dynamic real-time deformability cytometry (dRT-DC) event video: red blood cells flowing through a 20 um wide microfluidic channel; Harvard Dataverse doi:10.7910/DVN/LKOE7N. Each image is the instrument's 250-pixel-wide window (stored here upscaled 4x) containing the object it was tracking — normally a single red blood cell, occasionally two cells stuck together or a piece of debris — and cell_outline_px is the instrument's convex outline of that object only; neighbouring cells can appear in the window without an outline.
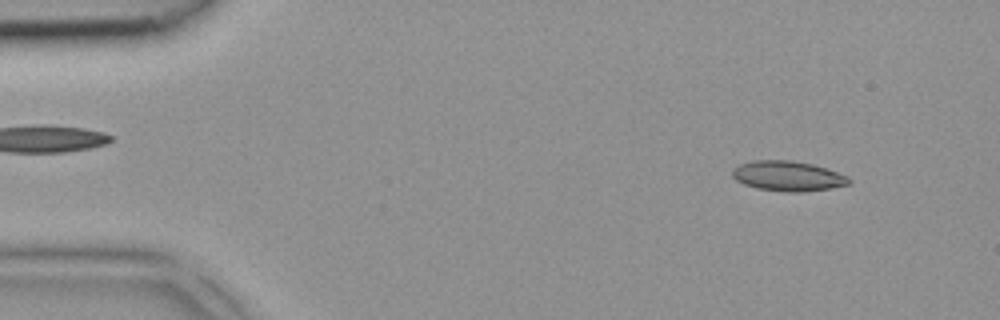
{"species": "common noctule bat (a hibernating species)", "species_latin": "Nyctalus noctula", "temperature_condition": "room temperature", "stored_images_in_passage": 4, "camera_frame_rate_fps": 3000, "um_per_image_px": 0.085, "animal": {"sex": "female", "body_mass_g": 18.4}, "frame": {"image": 1, "passage_image": 1, "time_ms": 0.0, "image_size_px": [1000, 320], "cell_outline_px": [[852, 180], [848, 184], [832, 188], [804, 192], [784, 192], [756, 188], [744, 184], [736, 180], [732, 176], [732, 168], [740, 164], [752, 160], [792, 160], [812, 164], [848, 176]], "centroid_in_image_um": [66.94, 14.97], "position_along_channel_um": 18.1, "area_um2": 20.52}}